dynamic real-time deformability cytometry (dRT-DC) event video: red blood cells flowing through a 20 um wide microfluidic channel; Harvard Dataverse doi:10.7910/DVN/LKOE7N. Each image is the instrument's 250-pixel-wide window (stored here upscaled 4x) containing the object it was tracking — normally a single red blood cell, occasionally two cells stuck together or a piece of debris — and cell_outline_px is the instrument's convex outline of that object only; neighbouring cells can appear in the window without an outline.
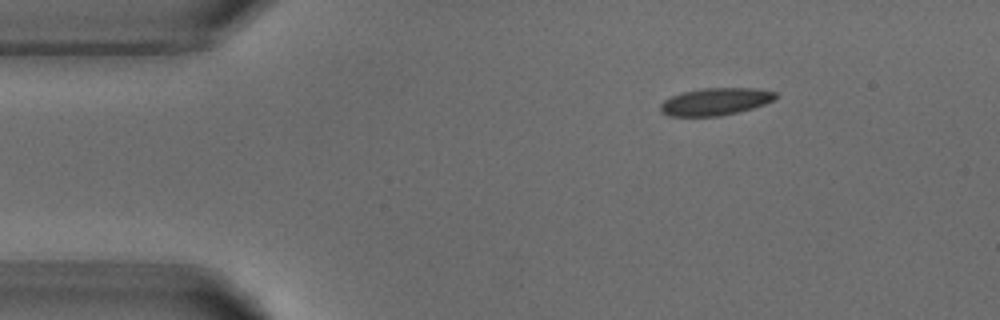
{"species": "common noctule bat (a hibernating species)", "species_latin": "Nyctalus noctula", "temperature_condition": "warm", "stored_images_in_passage": 2, "camera_frame_rate_fps": 3000, "um_per_image_px": 0.085, "animal": {"sex": "male", "body_mass_g": 18.8}, "frame": {"image": 1, "passage_image": 1, "time_ms": 0.0, "image_size_px": [1000, 320], "cell_outline_px": [[776, 96], [772, 100], [764, 104], [752, 108], [720, 116], [668, 116], [660, 112], [660, 104], [664, 100], [680, 92], [704, 88], [756, 88], [776, 92]], "centroid_in_image_um": [60.76, 8.63], "position_along_channel_um": 24.2, "area_um2": 18.26}}